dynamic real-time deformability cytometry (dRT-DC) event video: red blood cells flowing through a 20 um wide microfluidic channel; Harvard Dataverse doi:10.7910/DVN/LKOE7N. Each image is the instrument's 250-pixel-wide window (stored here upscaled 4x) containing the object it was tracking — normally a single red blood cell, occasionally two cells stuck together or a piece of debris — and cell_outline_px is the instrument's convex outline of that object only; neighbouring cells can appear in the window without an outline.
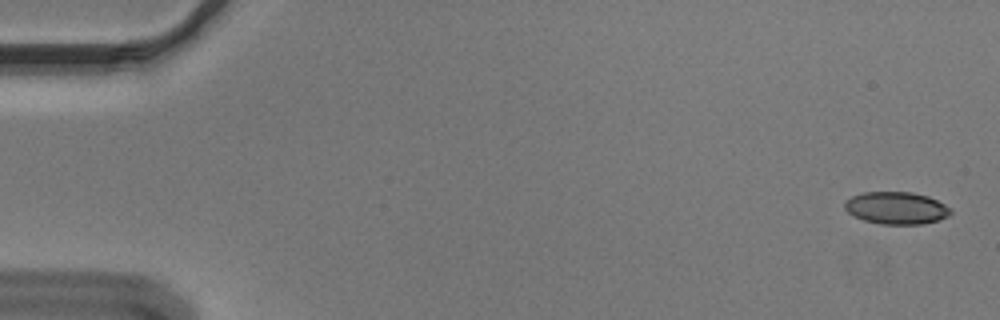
{"species": "Egyptian fruit bat (a non-hibernating species)", "species_latin": "Rousettus aegyptiacus", "temperature_condition": "cold", "stored_images_in_passage": 14, "camera_frame_rate_fps": 3000, "um_per_image_px": 0.085, "animal": {"sex": "male"}, "frame": {"image": 1, "passage_image": 2, "time_ms": 0.333, "image_size_px": [1000, 320], "cell_outline_px": [[952, 212], [948, 216], [924, 224], [880, 224], [864, 220], [848, 212], [844, 208], [844, 204], [852, 196], [864, 192], [912, 192], [928, 196], [944, 204]], "centroid_in_image_um": [76.18, 17.68], "position_along_channel_um": 8.8, "area_um2": 19.71}}